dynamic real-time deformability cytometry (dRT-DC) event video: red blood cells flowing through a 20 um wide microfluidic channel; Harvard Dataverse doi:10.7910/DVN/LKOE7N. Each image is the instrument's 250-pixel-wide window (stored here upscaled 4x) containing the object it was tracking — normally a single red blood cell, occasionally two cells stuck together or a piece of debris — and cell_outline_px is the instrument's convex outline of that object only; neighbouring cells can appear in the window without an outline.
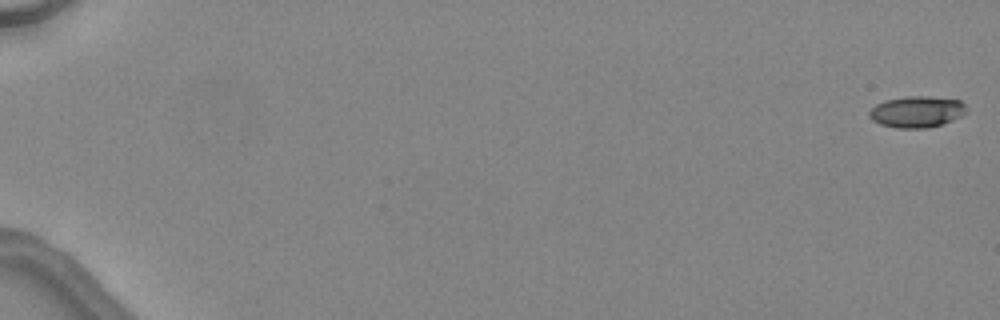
{"species": "common noctule bat (a hibernating species)", "species_latin": "Nyctalus noctula", "temperature_condition": "warm", "stored_images_in_passage": 6, "camera_frame_rate_fps": 3000, "um_per_image_px": 0.085, "animal": {"sex": "female", "body_mass_g": 24.6, "forearm_length_mm": 56.2}, "frame": {"image": 1, "passage_image": 1, "time_ms": 0.0, "image_size_px": [1000, 320], "cell_outline_px": [[968, 112], [952, 120], [928, 128], [896, 128], [880, 124], [872, 120], [868, 116], [868, 112], [876, 104], [884, 100], [908, 96], [928, 96], [960, 100], [964, 104]], "centroid_in_image_um": [77.91, 9.5], "position_along_channel_um": 7.1, "area_um2": 17.8}}
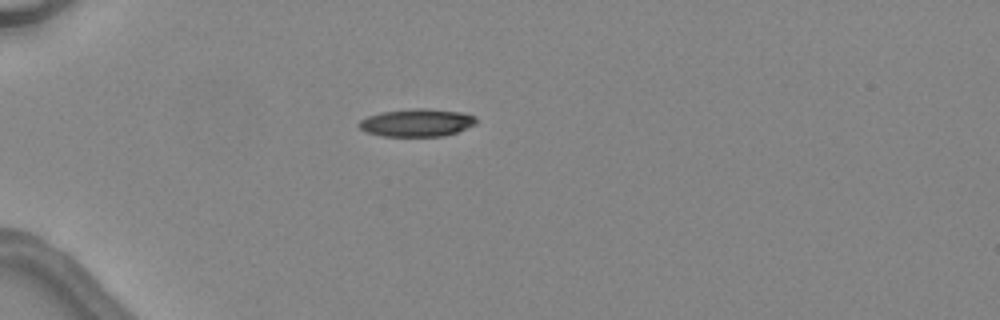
{"frame": {"image": 2, "passage_image": 5, "time_ms": 5.0, "image_size_px": [1000, 320], "cell_outline_px": [[476, 124], [456, 132], [444, 136], [384, 136], [368, 132], [360, 128], [356, 124], [360, 120], [368, 116], [380, 112], [416, 108], [424, 108], [464, 112], [476, 116]], "centroid_in_image_um": [35.44, 10.42], "position_along_channel_um": 49.6, "area_um2": 18.96}}